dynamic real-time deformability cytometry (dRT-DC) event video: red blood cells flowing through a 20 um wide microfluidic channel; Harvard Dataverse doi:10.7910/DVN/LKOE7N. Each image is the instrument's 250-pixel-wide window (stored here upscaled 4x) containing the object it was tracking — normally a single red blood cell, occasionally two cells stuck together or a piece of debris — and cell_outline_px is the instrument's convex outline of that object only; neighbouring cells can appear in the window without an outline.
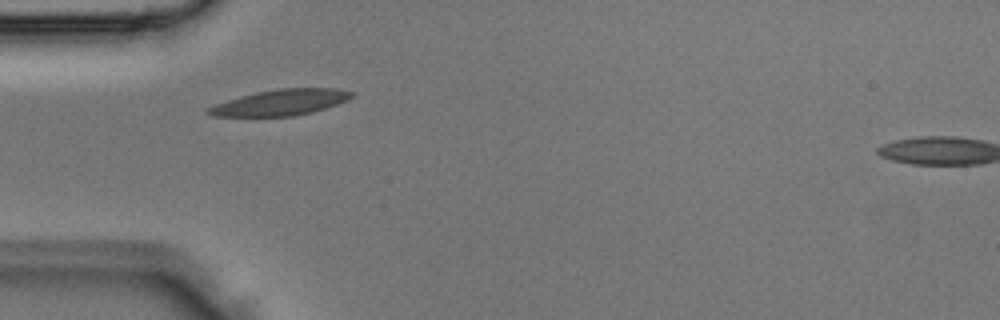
{"species": "Egyptian fruit bat (a non-hibernating species)", "species_latin": "Rousettus aegyptiacus", "temperature_condition": "room temperature", "stored_images_in_passage": 1, "camera_frame_rate_fps": 3000, "um_per_image_px": 0.085, "animal": {"sex": "male"}, "frame": {"image": 1, "passage_image": 1, "time_ms": 0.0, "image_size_px": [1000, 320], "cell_outline_px": [[352, 96], [348, 100], [312, 112], [292, 116], [212, 116], [204, 112], [208, 108], [216, 104], [228, 100], [256, 92], [276, 88], [336, 88], [352, 92]], "centroid_in_image_um": [23.84, 8.7], "position_along_channel_um": 61.2, "area_um2": 21.39}}